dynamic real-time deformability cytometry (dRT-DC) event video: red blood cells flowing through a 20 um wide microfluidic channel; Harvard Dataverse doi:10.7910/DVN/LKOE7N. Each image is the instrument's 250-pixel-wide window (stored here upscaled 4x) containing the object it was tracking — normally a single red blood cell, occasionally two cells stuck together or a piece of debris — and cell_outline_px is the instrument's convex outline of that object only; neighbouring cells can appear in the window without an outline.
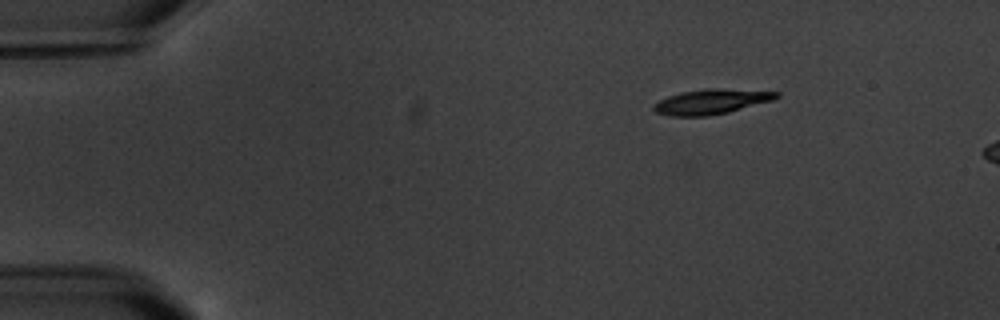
{"species": "common noctule bat (a hibernating species)", "species_latin": "Nyctalus noctula", "temperature_condition": "warm", "stored_images_in_passage": 3, "camera_frame_rate_fps": 3000, "um_per_image_px": 0.085, "animal": {"sex": "male", "body_mass_g": 20.1, "forearm_length_mm": 53.5}, "frame": {"image": 1, "passage_image": 1, "time_ms": 0.0, "image_size_px": [1000, 320], "cell_outline_px": [[780, 96], [772, 100], [728, 112], [708, 116], [668, 116], [656, 112], [652, 108], [652, 104], [668, 96], [680, 92], [704, 88], [716, 88], [780, 92]], "centroid_in_image_um": [60.41, 8.64], "position_along_channel_um": 24.6, "area_um2": 17.86}}